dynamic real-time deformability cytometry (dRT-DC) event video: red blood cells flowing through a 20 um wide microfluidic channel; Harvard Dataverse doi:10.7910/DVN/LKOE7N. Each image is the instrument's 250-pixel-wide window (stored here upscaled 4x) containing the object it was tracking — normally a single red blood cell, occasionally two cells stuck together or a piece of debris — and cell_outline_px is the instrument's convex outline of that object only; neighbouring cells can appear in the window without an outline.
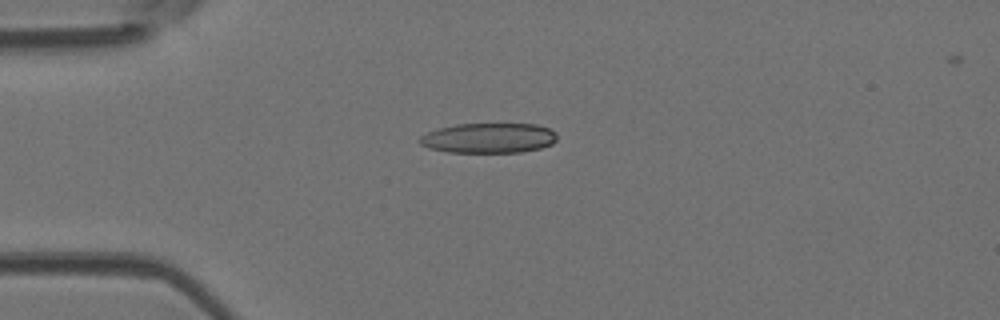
{"species": "Egyptian fruit bat (a non-hibernating species)", "species_latin": "Rousettus aegyptiacus", "temperature_condition": "room temperature", "stored_images_in_passage": 2, "camera_frame_rate_fps": 3000, "um_per_image_px": 0.085, "animal": {"sex": "female"}, "frame": {"image": 1, "passage_image": 2, "time_ms": 0.333, "image_size_px": [1000, 320], "cell_outline_px": [[556, 140], [552, 144], [540, 148], [520, 152], [448, 152], [428, 148], [420, 144], [416, 140], [420, 136], [428, 132], [440, 128], [456, 124], [536, 124], [548, 128], [556, 132]], "centroid_in_image_um": [41.52, 11.73], "position_along_channel_um": 43.5, "area_um2": 24.04}}